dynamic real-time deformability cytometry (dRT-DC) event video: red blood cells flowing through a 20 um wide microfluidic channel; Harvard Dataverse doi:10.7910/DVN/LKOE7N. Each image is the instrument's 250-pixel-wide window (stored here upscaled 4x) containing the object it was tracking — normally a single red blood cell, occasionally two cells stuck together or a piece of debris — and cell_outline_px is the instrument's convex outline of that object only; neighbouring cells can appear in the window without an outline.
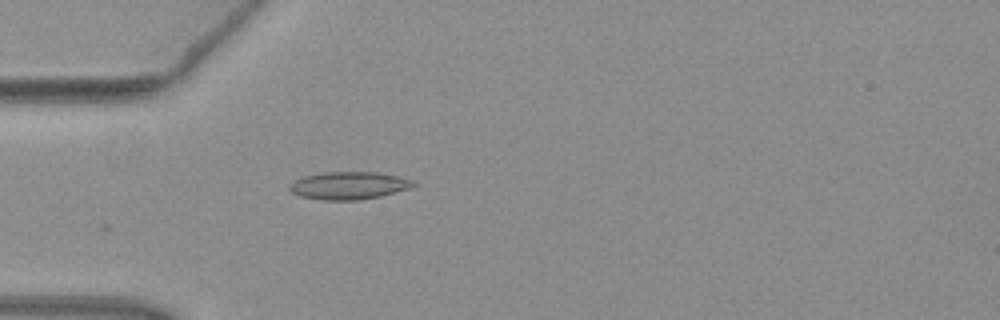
{"species": "common noctule bat (a hibernating species)", "species_latin": "Nyctalus noctula", "temperature_condition": "warm", "stored_images_in_passage": 4, "camera_frame_rate_fps": 3000, "um_per_image_px": 0.085, "animal": {"sex": "female", "body_mass_g": 19.3, "forearm_length_mm": 54.1}, "frame": {"image": 1, "passage_image": 4, "time_ms": 1.0, "image_size_px": [1000, 320], "cell_outline_px": [[416, 184], [408, 188], [380, 196], [356, 200], [324, 200], [300, 196], [292, 192], [288, 188], [296, 180], [304, 176], [324, 172], [376, 172], [400, 176], [416, 180]], "centroid_in_image_um": [29.68, 15.76], "position_along_channel_um": 55.3, "area_um2": 19.77}}